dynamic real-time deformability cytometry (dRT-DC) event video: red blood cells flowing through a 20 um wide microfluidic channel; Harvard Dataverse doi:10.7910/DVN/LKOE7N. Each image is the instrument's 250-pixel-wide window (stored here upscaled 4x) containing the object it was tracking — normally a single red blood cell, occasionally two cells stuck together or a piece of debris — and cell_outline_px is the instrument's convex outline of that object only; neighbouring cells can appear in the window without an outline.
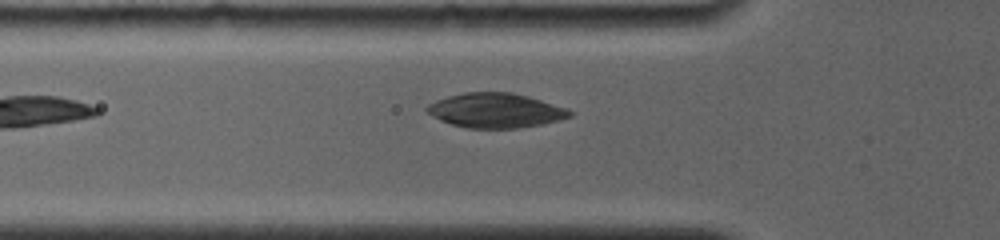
{"species": "common noctule bat (a hibernating species)", "species_latin": "Nyctalus noctula", "temperature_condition": "room temperature", "stored_images_in_passage": 29, "camera_frame_rate_fps": 4000, "um_per_image_px": 0.085, "animal": {"sex": "female", "body_mass_g": 19.0, "forearm_length_mm": 56.7}, "frame": {"image": 1, "passage_image": 5, "time_ms": 1.5, "image_size_px": [1000, 240], "cell_outline_px": [[572, 116], [560, 120], [540, 124], [516, 128], [464, 128], [440, 120], [432, 116], [424, 108], [428, 104], [436, 100], [448, 96], [464, 92], [512, 92], [528, 96], [568, 108], [572, 112]], "centroid_in_image_um": [42.11, 9.38], "position_along_channel_um": 83.7, "area_um2": 28.84}}
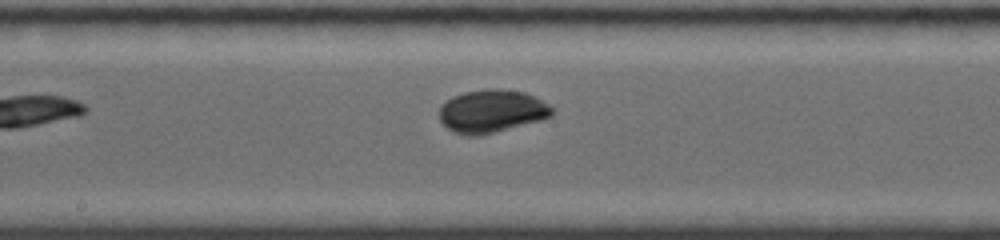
{"frame": {"image": 2, "passage_image": 11, "time_ms": 4.75, "image_size_px": [1000, 240], "cell_outline_px": [[556, 112], [552, 116], [540, 120], [480, 136], [468, 136], [456, 132], [448, 128], [440, 120], [436, 112], [440, 104], [452, 96], [464, 92], [492, 88], [500, 88], [524, 92], [548, 104]], "centroid_in_image_um": [41.75, 9.44], "position_along_channel_um": 206.4, "area_um2": 28.38}}
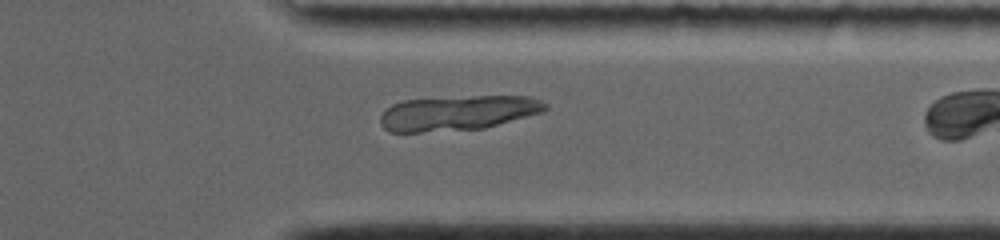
{"frame": {"image": 3, "passage_image": 26, "time_ms": 8.0, "image_size_px": [1000, 240], "cell_outline_px": [[548, 108], [544, 112], [484, 128], [420, 132], [388, 132], [380, 124], [380, 116], [392, 104], [404, 100], [476, 96], [532, 96], [548, 104]], "centroid_in_image_um": [38.94, 9.6], "position_along_channel_um": 372.5, "area_um2": 33.47}}